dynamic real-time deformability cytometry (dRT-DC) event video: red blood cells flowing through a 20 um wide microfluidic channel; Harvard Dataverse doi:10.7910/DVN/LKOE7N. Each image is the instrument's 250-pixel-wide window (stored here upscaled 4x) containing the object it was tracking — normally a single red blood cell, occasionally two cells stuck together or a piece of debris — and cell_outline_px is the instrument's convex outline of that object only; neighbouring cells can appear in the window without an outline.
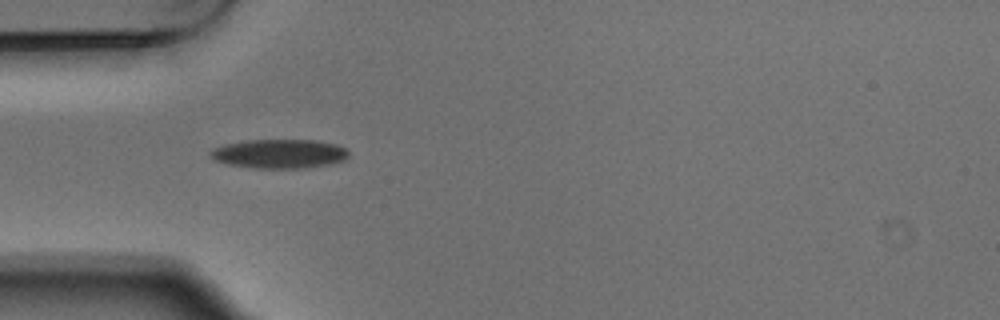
{"species": "Egyptian fruit bat (a non-hibernating species)", "species_latin": "Rousettus aegyptiacus", "temperature_condition": "warm", "stored_images_in_passage": 2, "camera_frame_rate_fps": 3000, "um_per_image_px": 0.085, "animal": {"sex": "male"}, "frame": {"image": 1, "passage_image": 2, "time_ms": 0.333, "image_size_px": [1000, 320], "cell_outline_px": [[348, 156], [344, 160], [328, 164], [300, 168], [256, 168], [228, 164], [216, 160], [208, 156], [208, 152], [212, 148], [224, 144], [244, 140], [312, 140], [336, 144], [344, 148], [348, 152]], "centroid_in_image_um": [23.68, 13.06], "position_along_channel_um": 61.3, "area_um2": 23.35}}